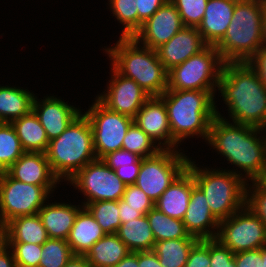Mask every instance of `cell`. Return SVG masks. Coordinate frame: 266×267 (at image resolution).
Here are the masks:
<instances>
[{
  "label": "cell",
  "mask_w": 266,
  "mask_h": 267,
  "mask_svg": "<svg viewBox=\"0 0 266 267\" xmlns=\"http://www.w3.org/2000/svg\"><path fill=\"white\" fill-rule=\"evenodd\" d=\"M216 114L210 124L207 143L229 163L240 168V171L244 172L242 177L247 182L248 179L249 181L263 179L266 176V133L265 137L260 134L266 130L230 123L217 109Z\"/></svg>",
  "instance_id": "obj_1"
},
{
  "label": "cell",
  "mask_w": 266,
  "mask_h": 267,
  "mask_svg": "<svg viewBox=\"0 0 266 267\" xmlns=\"http://www.w3.org/2000/svg\"><path fill=\"white\" fill-rule=\"evenodd\" d=\"M218 90L230 119L266 130V86L247 62H226Z\"/></svg>",
  "instance_id": "obj_2"
},
{
  "label": "cell",
  "mask_w": 266,
  "mask_h": 267,
  "mask_svg": "<svg viewBox=\"0 0 266 267\" xmlns=\"http://www.w3.org/2000/svg\"><path fill=\"white\" fill-rule=\"evenodd\" d=\"M214 92L166 90L159 96L167 109L172 138L178 144L193 135L207 141L210 124L217 116Z\"/></svg>",
  "instance_id": "obj_3"
},
{
  "label": "cell",
  "mask_w": 266,
  "mask_h": 267,
  "mask_svg": "<svg viewBox=\"0 0 266 267\" xmlns=\"http://www.w3.org/2000/svg\"><path fill=\"white\" fill-rule=\"evenodd\" d=\"M140 46L133 37H120L114 47L105 52L119 74L134 80L150 96H160L168 88V71L156 50Z\"/></svg>",
  "instance_id": "obj_4"
},
{
  "label": "cell",
  "mask_w": 266,
  "mask_h": 267,
  "mask_svg": "<svg viewBox=\"0 0 266 267\" xmlns=\"http://www.w3.org/2000/svg\"><path fill=\"white\" fill-rule=\"evenodd\" d=\"M264 0H237L224 37L215 45L223 61L247 62L263 46Z\"/></svg>",
  "instance_id": "obj_5"
},
{
  "label": "cell",
  "mask_w": 266,
  "mask_h": 267,
  "mask_svg": "<svg viewBox=\"0 0 266 267\" xmlns=\"http://www.w3.org/2000/svg\"><path fill=\"white\" fill-rule=\"evenodd\" d=\"M46 156L53 173L64 181L97 159L92 127L85 113L81 112L61 135L49 141Z\"/></svg>",
  "instance_id": "obj_6"
},
{
  "label": "cell",
  "mask_w": 266,
  "mask_h": 267,
  "mask_svg": "<svg viewBox=\"0 0 266 267\" xmlns=\"http://www.w3.org/2000/svg\"><path fill=\"white\" fill-rule=\"evenodd\" d=\"M189 159L195 185L204 193L210 211L220 222L246 206L247 183L240 171L197 167Z\"/></svg>",
  "instance_id": "obj_7"
},
{
  "label": "cell",
  "mask_w": 266,
  "mask_h": 267,
  "mask_svg": "<svg viewBox=\"0 0 266 267\" xmlns=\"http://www.w3.org/2000/svg\"><path fill=\"white\" fill-rule=\"evenodd\" d=\"M224 63L216 47L207 45L168 71L167 90L216 91Z\"/></svg>",
  "instance_id": "obj_8"
},
{
  "label": "cell",
  "mask_w": 266,
  "mask_h": 267,
  "mask_svg": "<svg viewBox=\"0 0 266 267\" xmlns=\"http://www.w3.org/2000/svg\"><path fill=\"white\" fill-rule=\"evenodd\" d=\"M55 187L24 183L0 172V227L15 217L38 214Z\"/></svg>",
  "instance_id": "obj_9"
},
{
  "label": "cell",
  "mask_w": 266,
  "mask_h": 267,
  "mask_svg": "<svg viewBox=\"0 0 266 267\" xmlns=\"http://www.w3.org/2000/svg\"><path fill=\"white\" fill-rule=\"evenodd\" d=\"M189 159L180 149H164L155 156L142 158L135 185L155 203L187 168Z\"/></svg>",
  "instance_id": "obj_10"
},
{
  "label": "cell",
  "mask_w": 266,
  "mask_h": 267,
  "mask_svg": "<svg viewBox=\"0 0 266 267\" xmlns=\"http://www.w3.org/2000/svg\"><path fill=\"white\" fill-rule=\"evenodd\" d=\"M234 254L266 247V228L260 218L246 205L219 222L216 238Z\"/></svg>",
  "instance_id": "obj_11"
},
{
  "label": "cell",
  "mask_w": 266,
  "mask_h": 267,
  "mask_svg": "<svg viewBox=\"0 0 266 267\" xmlns=\"http://www.w3.org/2000/svg\"><path fill=\"white\" fill-rule=\"evenodd\" d=\"M85 112L93 131L94 150L97 159L122 149L123 139L133 118L104 106L97 98Z\"/></svg>",
  "instance_id": "obj_12"
},
{
  "label": "cell",
  "mask_w": 266,
  "mask_h": 267,
  "mask_svg": "<svg viewBox=\"0 0 266 267\" xmlns=\"http://www.w3.org/2000/svg\"><path fill=\"white\" fill-rule=\"evenodd\" d=\"M79 189L86 197L83 203L98 201H119L126 188V184L108 167L102 159H96L79 170L68 183Z\"/></svg>",
  "instance_id": "obj_13"
},
{
  "label": "cell",
  "mask_w": 266,
  "mask_h": 267,
  "mask_svg": "<svg viewBox=\"0 0 266 267\" xmlns=\"http://www.w3.org/2000/svg\"><path fill=\"white\" fill-rule=\"evenodd\" d=\"M107 91L96 98L108 109L134 118L151 97L134 80L119 74L113 67Z\"/></svg>",
  "instance_id": "obj_14"
},
{
  "label": "cell",
  "mask_w": 266,
  "mask_h": 267,
  "mask_svg": "<svg viewBox=\"0 0 266 267\" xmlns=\"http://www.w3.org/2000/svg\"><path fill=\"white\" fill-rule=\"evenodd\" d=\"M184 27L177 8L168 0L134 35L142 46L156 50Z\"/></svg>",
  "instance_id": "obj_15"
},
{
  "label": "cell",
  "mask_w": 266,
  "mask_h": 267,
  "mask_svg": "<svg viewBox=\"0 0 266 267\" xmlns=\"http://www.w3.org/2000/svg\"><path fill=\"white\" fill-rule=\"evenodd\" d=\"M133 122L140 127L160 149L177 150L178 143L171 135L167 109L164 101L159 96H151L136 113Z\"/></svg>",
  "instance_id": "obj_16"
},
{
  "label": "cell",
  "mask_w": 266,
  "mask_h": 267,
  "mask_svg": "<svg viewBox=\"0 0 266 267\" xmlns=\"http://www.w3.org/2000/svg\"><path fill=\"white\" fill-rule=\"evenodd\" d=\"M206 46L197 27L184 26L167 43L158 47L156 52L164 68L169 71L199 53Z\"/></svg>",
  "instance_id": "obj_17"
},
{
  "label": "cell",
  "mask_w": 266,
  "mask_h": 267,
  "mask_svg": "<svg viewBox=\"0 0 266 267\" xmlns=\"http://www.w3.org/2000/svg\"><path fill=\"white\" fill-rule=\"evenodd\" d=\"M35 96L33 111L50 140L61 135L81 110L54 96L45 97L41 102Z\"/></svg>",
  "instance_id": "obj_18"
},
{
  "label": "cell",
  "mask_w": 266,
  "mask_h": 267,
  "mask_svg": "<svg viewBox=\"0 0 266 267\" xmlns=\"http://www.w3.org/2000/svg\"><path fill=\"white\" fill-rule=\"evenodd\" d=\"M6 172L15 180L36 186H55L61 182L42 152H25Z\"/></svg>",
  "instance_id": "obj_19"
},
{
  "label": "cell",
  "mask_w": 266,
  "mask_h": 267,
  "mask_svg": "<svg viewBox=\"0 0 266 267\" xmlns=\"http://www.w3.org/2000/svg\"><path fill=\"white\" fill-rule=\"evenodd\" d=\"M182 221L191 236L198 239H214L217 236L219 221L211 213L204 193L196 185L192 188Z\"/></svg>",
  "instance_id": "obj_20"
},
{
  "label": "cell",
  "mask_w": 266,
  "mask_h": 267,
  "mask_svg": "<svg viewBox=\"0 0 266 267\" xmlns=\"http://www.w3.org/2000/svg\"><path fill=\"white\" fill-rule=\"evenodd\" d=\"M237 0H208L197 30L207 45H216L225 35Z\"/></svg>",
  "instance_id": "obj_21"
},
{
  "label": "cell",
  "mask_w": 266,
  "mask_h": 267,
  "mask_svg": "<svg viewBox=\"0 0 266 267\" xmlns=\"http://www.w3.org/2000/svg\"><path fill=\"white\" fill-rule=\"evenodd\" d=\"M194 186L192 172L186 168L162 193L154 207L171 218L183 220Z\"/></svg>",
  "instance_id": "obj_22"
},
{
  "label": "cell",
  "mask_w": 266,
  "mask_h": 267,
  "mask_svg": "<svg viewBox=\"0 0 266 267\" xmlns=\"http://www.w3.org/2000/svg\"><path fill=\"white\" fill-rule=\"evenodd\" d=\"M82 207L83 205L75 206L67 203H45L38 211V215L48 237L67 240L76 215Z\"/></svg>",
  "instance_id": "obj_23"
},
{
  "label": "cell",
  "mask_w": 266,
  "mask_h": 267,
  "mask_svg": "<svg viewBox=\"0 0 266 267\" xmlns=\"http://www.w3.org/2000/svg\"><path fill=\"white\" fill-rule=\"evenodd\" d=\"M105 235L93 215L83 206L76 215L67 242L75 255H85Z\"/></svg>",
  "instance_id": "obj_24"
},
{
  "label": "cell",
  "mask_w": 266,
  "mask_h": 267,
  "mask_svg": "<svg viewBox=\"0 0 266 267\" xmlns=\"http://www.w3.org/2000/svg\"><path fill=\"white\" fill-rule=\"evenodd\" d=\"M4 242H22L42 245L49 237L40 216H18L8 221L1 229Z\"/></svg>",
  "instance_id": "obj_25"
},
{
  "label": "cell",
  "mask_w": 266,
  "mask_h": 267,
  "mask_svg": "<svg viewBox=\"0 0 266 267\" xmlns=\"http://www.w3.org/2000/svg\"><path fill=\"white\" fill-rule=\"evenodd\" d=\"M130 252L117 234H106L84 256L90 267H114Z\"/></svg>",
  "instance_id": "obj_26"
},
{
  "label": "cell",
  "mask_w": 266,
  "mask_h": 267,
  "mask_svg": "<svg viewBox=\"0 0 266 267\" xmlns=\"http://www.w3.org/2000/svg\"><path fill=\"white\" fill-rule=\"evenodd\" d=\"M35 94L20 87L0 85V122L12 123L33 110Z\"/></svg>",
  "instance_id": "obj_27"
},
{
  "label": "cell",
  "mask_w": 266,
  "mask_h": 267,
  "mask_svg": "<svg viewBox=\"0 0 266 267\" xmlns=\"http://www.w3.org/2000/svg\"><path fill=\"white\" fill-rule=\"evenodd\" d=\"M11 124L15 128L25 152L46 153L49 146V139L33 110L21 118L14 120Z\"/></svg>",
  "instance_id": "obj_28"
},
{
  "label": "cell",
  "mask_w": 266,
  "mask_h": 267,
  "mask_svg": "<svg viewBox=\"0 0 266 267\" xmlns=\"http://www.w3.org/2000/svg\"><path fill=\"white\" fill-rule=\"evenodd\" d=\"M116 234L131 252L151 251L155 246L147 215L122 223Z\"/></svg>",
  "instance_id": "obj_29"
},
{
  "label": "cell",
  "mask_w": 266,
  "mask_h": 267,
  "mask_svg": "<svg viewBox=\"0 0 266 267\" xmlns=\"http://www.w3.org/2000/svg\"><path fill=\"white\" fill-rule=\"evenodd\" d=\"M198 238L169 239L155 242L153 251L162 267H184Z\"/></svg>",
  "instance_id": "obj_30"
},
{
  "label": "cell",
  "mask_w": 266,
  "mask_h": 267,
  "mask_svg": "<svg viewBox=\"0 0 266 267\" xmlns=\"http://www.w3.org/2000/svg\"><path fill=\"white\" fill-rule=\"evenodd\" d=\"M146 215L149 220L155 242L169 239L196 238L186 231L182 220L171 218L165 213L159 211L156 207H153Z\"/></svg>",
  "instance_id": "obj_31"
},
{
  "label": "cell",
  "mask_w": 266,
  "mask_h": 267,
  "mask_svg": "<svg viewBox=\"0 0 266 267\" xmlns=\"http://www.w3.org/2000/svg\"><path fill=\"white\" fill-rule=\"evenodd\" d=\"M24 153L13 125L0 122V172L6 171Z\"/></svg>",
  "instance_id": "obj_32"
},
{
  "label": "cell",
  "mask_w": 266,
  "mask_h": 267,
  "mask_svg": "<svg viewBox=\"0 0 266 267\" xmlns=\"http://www.w3.org/2000/svg\"><path fill=\"white\" fill-rule=\"evenodd\" d=\"M106 234H116L120 225L119 201L91 202L85 206Z\"/></svg>",
  "instance_id": "obj_33"
},
{
  "label": "cell",
  "mask_w": 266,
  "mask_h": 267,
  "mask_svg": "<svg viewBox=\"0 0 266 267\" xmlns=\"http://www.w3.org/2000/svg\"><path fill=\"white\" fill-rule=\"evenodd\" d=\"M74 255L67 240L48 238L42 244L39 267H64Z\"/></svg>",
  "instance_id": "obj_34"
},
{
  "label": "cell",
  "mask_w": 266,
  "mask_h": 267,
  "mask_svg": "<svg viewBox=\"0 0 266 267\" xmlns=\"http://www.w3.org/2000/svg\"><path fill=\"white\" fill-rule=\"evenodd\" d=\"M122 149L137 154L141 158L155 156L162 150L134 122L127 130L123 139Z\"/></svg>",
  "instance_id": "obj_35"
},
{
  "label": "cell",
  "mask_w": 266,
  "mask_h": 267,
  "mask_svg": "<svg viewBox=\"0 0 266 267\" xmlns=\"http://www.w3.org/2000/svg\"><path fill=\"white\" fill-rule=\"evenodd\" d=\"M113 16L124 28L121 36L132 38L138 32V10L136 0H109Z\"/></svg>",
  "instance_id": "obj_36"
},
{
  "label": "cell",
  "mask_w": 266,
  "mask_h": 267,
  "mask_svg": "<svg viewBox=\"0 0 266 267\" xmlns=\"http://www.w3.org/2000/svg\"><path fill=\"white\" fill-rule=\"evenodd\" d=\"M208 0H170L177 8L184 26L198 27L201 23Z\"/></svg>",
  "instance_id": "obj_37"
},
{
  "label": "cell",
  "mask_w": 266,
  "mask_h": 267,
  "mask_svg": "<svg viewBox=\"0 0 266 267\" xmlns=\"http://www.w3.org/2000/svg\"><path fill=\"white\" fill-rule=\"evenodd\" d=\"M13 251L17 267H39L42 245L22 242H5Z\"/></svg>",
  "instance_id": "obj_38"
},
{
  "label": "cell",
  "mask_w": 266,
  "mask_h": 267,
  "mask_svg": "<svg viewBox=\"0 0 266 267\" xmlns=\"http://www.w3.org/2000/svg\"><path fill=\"white\" fill-rule=\"evenodd\" d=\"M252 186L248 187L246 205L260 218L266 228V182L261 180H252ZM253 188V189H252Z\"/></svg>",
  "instance_id": "obj_39"
},
{
  "label": "cell",
  "mask_w": 266,
  "mask_h": 267,
  "mask_svg": "<svg viewBox=\"0 0 266 267\" xmlns=\"http://www.w3.org/2000/svg\"><path fill=\"white\" fill-rule=\"evenodd\" d=\"M129 207L138 209L143 215H146L153 207L154 202L135 184L126 185L125 192L121 198Z\"/></svg>",
  "instance_id": "obj_40"
},
{
  "label": "cell",
  "mask_w": 266,
  "mask_h": 267,
  "mask_svg": "<svg viewBox=\"0 0 266 267\" xmlns=\"http://www.w3.org/2000/svg\"><path fill=\"white\" fill-rule=\"evenodd\" d=\"M210 267H236L234 253L217 239H210Z\"/></svg>",
  "instance_id": "obj_41"
},
{
  "label": "cell",
  "mask_w": 266,
  "mask_h": 267,
  "mask_svg": "<svg viewBox=\"0 0 266 267\" xmlns=\"http://www.w3.org/2000/svg\"><path fill=\"white\" fill-rule=\"evenodd\" d=\"M184 267H210V239H199L192 246Z\"/></svg>",
  "instance_id": "obj_42"
},
{
  "label": "cell",
  "mask_w": 266,
  "mask_h": 267,
  "mask_svg": "<svg viewBox=\"0 0 266 267\" xmlns=\"http://www.w3.org/2000/svg\"><path fill=\"white\" fill-rule=\"evenodd\" d=\"M103 162L112 170L119 167L131 166L132 164H141L142 158L124 149L111 152L102 158Z\"/></svg>",
  "instance_id": "obj_43"
},
{
  "label": "cell",
  "mask_w": 266,
  "mask_h": 267,
  "mask_svg": "<svg viewBox=\"0 0 266 267\" xmlns=\"http://www.w3.org/2000/svg\"><path fill=\"white\" fill-rule=\"evenodd\" d=\"M168 0H136L138 10V31L161 6Z\"/></svg>",
  "instance_id": "obj_44"
},
{
  "label": "cell",
  "mask_w": 266,
  "mask_h": 267,
  "mask_svg": "<svg viewBox=\"0 0 266 267\" xmlns=\"http://www.w3.org/2000/svg\"><path fill=\"white\" fill-rule=\"evenodd\" d=\"M236 267H262V248L234 254Z\"/></svg>",
  "instance_id": "obj_45"
},
{
  "label": "cell",
  "mask_w": 266,
  "mask_h": 267,
  "mask_svg": "<svg viewBox=\"0 0 266 267\" xmlns=\"http://www.w3.org/2000/svg\"><path fill=\"white\" fill-rule=\"evenodd\" d=\"M247 63L256 71L266 86V45L260 47Z\"/></svg>",
  "instance_id": "obj_46"
},
{
  "label": "cell",
  "mask_w": 266,
  "mask_h": 267,
  "mask_svg": "<svg viewBox=\"0 0 266 267\" xmlns=\"http://www.w3.org/2000/svg\"><path fill=\"white\" fill-rule=\"evenodd\" d=\"M141 164H132L131 166L119 167L115 170L116 175L126 185L135 184Z\"/></svg>",
  "instance_id": "obj_47"
},
{
  "label": "cell",
  "mask_w": 266,
  "mask_h": 267,
  "mask_svg": "<svg viewBox=\"0 0 266 267\" xmlns=\"http://www.w3.org/2000/svg\"><path fill=\"white\" fill-rule=\"evenodd\" d=\"M142 216L143 214L139 212L138 209L129 207V205L122 199L119 200V217L121 224L129 222V220L137 219Z\"/></svg>",
  "instance_id": "obj_48"
},
{
  "label": "cell",
  "mask_w": 266,
  "mask_h": 267,
  "mask_svg": "<svg viewBox=\"0 0 266 267\" xmlns=\"http://www.w3.org/2000/svg\"><path fill=\"white\" fill-rule=\"evenodd\" d=\"M138 267H162L156 253L151 251L138 252Z\"/></svg>",
  "instance_id": "obj_49"
},
{
  "label": "cell",
  "mask_w": 266,
  "mask_h": 267,
  "mask_svg": "<svg viewBox=\"0 0 266 267\" xmlns=\"http://www.w3.org/2000/svg\"><path fill=\"white\" fill-rule=\"evenodd\" d=\"M0 267H17L13 251L4 241L0 243Z\"/></svg>",
  "instance_id": "obj_50"
},
{
  "label": "cell",
  "mask_w": 266,
  "mask_h": 267,
  "mask_svg": "<svg viewBox=\"0 0 266 267\" xmlns=\"http://www.w3.org/2000/svg\"><path fill=\"white\" fill-rule=\"evenodd\" d=\"M114 267H138V252H130Z\"/></svg>",
  "instance_id": "obj_51"
},
{
  "label": "cell",
  "mask_w": 266,
  "mask_h": 267,
  "mask_svg": "<svg viewBox=\"0 0 266 267\" xmlns=\"http://www.w3.org/2000/svg\"><path fill=\"white\" fill-rule=\"evenodd\" d=\"M64 267H90L84 255H74Z\"/></svg>",
  "instance_id": "obj_52"
},
{
  "label": "cell",
  "mask_w": 266,
  "mask_h": 267,
  "mask_svg": "<svg viewBox=\"0 0 266 267\" xmlns=\"http://www.w3.org/2000/svg\"><path fill=\"white\" fill-rule=\"evenodd\" d=\"M263 45H266V0H264Z\"/></svg>",
  "instance_id": "obj_53"
},
{
  "label": "cell",
  "mask_w": 266,
  "mask_h": 267,
  "mask_svg": "<svg viewBox=\"0 0 266 267\" xmlns=\"http://www.w3.org/2000/svg\"><path fill=\"white\" fill-rule=\"evenodd\" d=\"M262 267H266V247L262 248Z\"/></svg>",
  "instance_id": "obj_54"
},
{
  "label": "cell",
  "mask_w": 266,
  "mask_h": 267,
  "mask_svg": "<svg viewBox=\"0 0 266 267\" xmlns=\"http://www.w3.org/2000/svg\"><path fill=\"white\" fill-rule=\"evenodd\" d=\"M3 240H2V235L0 234V243L2 242Z\"/></svg>",
  "instance_id": "obj_55"
}]
</instances>
